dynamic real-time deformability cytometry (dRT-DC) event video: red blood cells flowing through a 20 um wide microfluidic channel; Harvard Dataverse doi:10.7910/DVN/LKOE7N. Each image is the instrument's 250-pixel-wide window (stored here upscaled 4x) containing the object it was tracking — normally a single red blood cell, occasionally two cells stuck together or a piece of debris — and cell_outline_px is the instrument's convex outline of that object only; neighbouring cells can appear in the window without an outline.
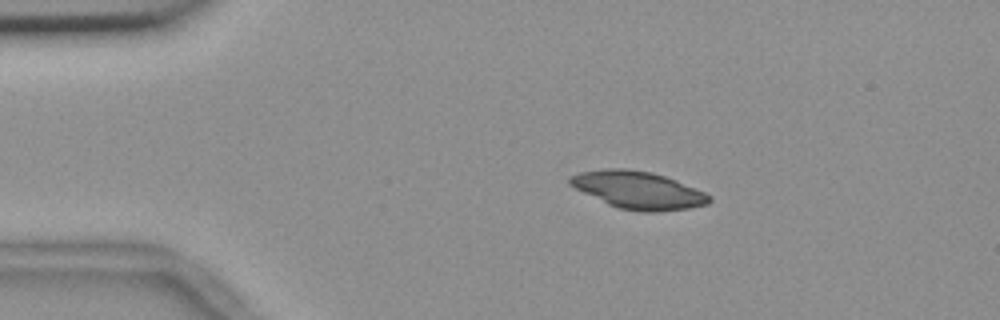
{"species": "common noctule bat (a hibernating species)", "species_latin": "Nyctalus noctula", "temperature_condition": "room temperature", "stored_images_in_passage": 2, "camera_frame_rate_fps": 3000, "um_per_image_px": 0.085, "animal": {"sex": "female", "body_mass_g": 18.4}, "frame": {"image": 1, "passage_image": 1, "time_ms": 0.0, "image_size_px": [1000, 320], "cell_outline_px": [[712, 200], [708, 204], [688, 208], [656, 212], [640, 212], [616, 208], [568, 184], [568, 176], [580, 172], [604, 168], [628, 168], [652, 172], [676, 180], [704, 192], [712, 196]], "centroid_in_image_um": [54.24, 16.15], "position_along_channel_um": 30.8, "area_um2": 30.52}}